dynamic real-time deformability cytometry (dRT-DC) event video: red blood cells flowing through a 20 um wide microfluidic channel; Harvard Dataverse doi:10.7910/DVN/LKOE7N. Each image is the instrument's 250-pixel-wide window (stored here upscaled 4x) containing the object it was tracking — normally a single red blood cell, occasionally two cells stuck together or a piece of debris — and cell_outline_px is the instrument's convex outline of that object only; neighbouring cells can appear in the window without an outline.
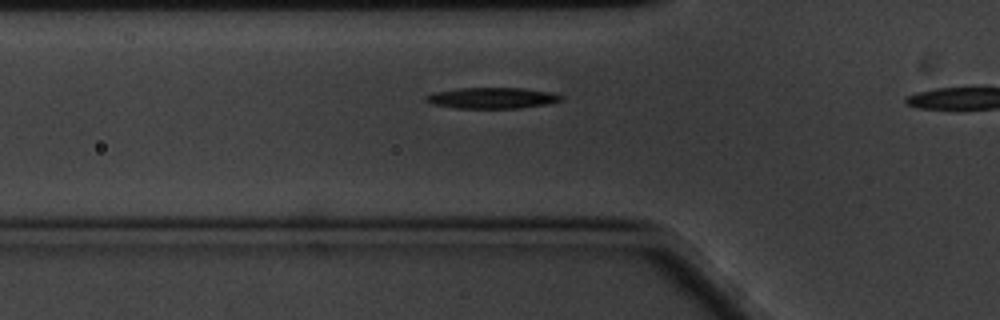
{"species": "common noctule bat (a hibernating species)", "species_latin": "Nyctalus noctula", "temperature_condition": "cold", "stored_images_in_passage": 15, "camera_frame_rate_fps": 3000, "um_per_image_px": 0.085, "animal": {"sex": "male", "body_mass_g": 20.1, "forearm_length_mm": 53.5}, "frame": {"image": 1, "passage_image": 13, "time_ms": 4.0, "image_size_px": [1000, 320], "cell_outline_px": [[564, 100], [544, 104], [520, 108], [456, 108], [432, 104], [424, 100], [424, 96], [432, 92], [456, 88], [524, 88], [548, 92], [564, 96]], "centroid_in_image_um": [41.77, 8.32], "position_along_channel_um": 84.0, "area_um2": 16.59}}